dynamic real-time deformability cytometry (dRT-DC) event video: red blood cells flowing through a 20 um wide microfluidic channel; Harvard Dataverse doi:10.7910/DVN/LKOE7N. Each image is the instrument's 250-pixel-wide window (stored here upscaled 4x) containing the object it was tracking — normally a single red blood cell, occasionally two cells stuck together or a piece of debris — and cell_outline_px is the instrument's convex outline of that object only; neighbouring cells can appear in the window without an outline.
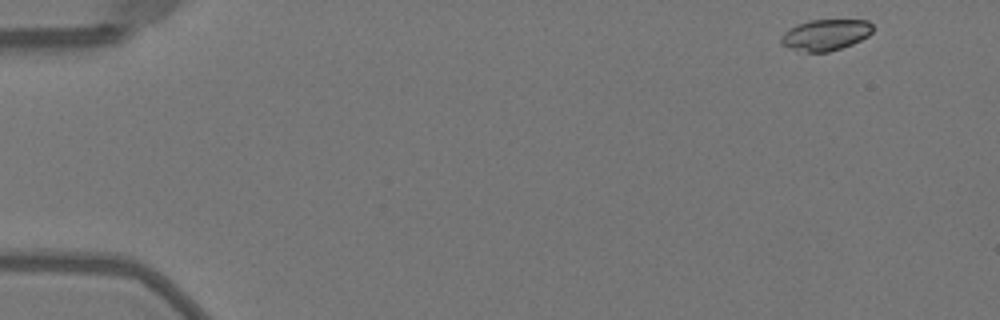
{"species": "Egyptian fruit bat (a non-hibernating species)", "species_latin": "Rousettus aegyptiacus", "temperature_condition": "warm", "stored_images_in_passage": 14, "camera_frame_rate_fps": 3000, "um_per_image_px": 0.085, "animal": {"sex": "female"}, "frame": {"image": 1, "passage_image": 1, "time_ms": 0.0, "image_size_px": [1000, 320], "cell_outline_px": [[872, 32], [868, 36], [852, 44], [828, 52], [796, 52], [780, 44], [780, 40], [784, 32], [796, 24], [808, 20], [868, 20], [872, 24]], "centroid_in_image_um": [70.12, 2.97], "position_along_channel_um": 14.9, "area_um2": 16.82}}
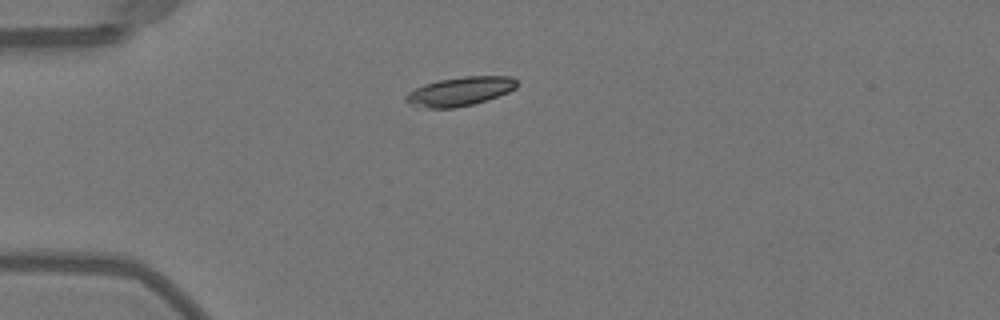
{"frame": {"image": 2, "passage_image": 11, "time_ms": 3.333, "image_size_px": [1000, 320], "cell_outline_px": [[516, 88], [508, 92], [472, 104], [456, 108], [416, 108], [404, 100], [404, 96], [408, 92], [424, 84], [440, 80], [464, 76], [512, 76], [516, 80]], "centroid_in_image_um": [39.04, 7.77], "position_along_channel_um": 46.0, "area_um2": 18.67}}